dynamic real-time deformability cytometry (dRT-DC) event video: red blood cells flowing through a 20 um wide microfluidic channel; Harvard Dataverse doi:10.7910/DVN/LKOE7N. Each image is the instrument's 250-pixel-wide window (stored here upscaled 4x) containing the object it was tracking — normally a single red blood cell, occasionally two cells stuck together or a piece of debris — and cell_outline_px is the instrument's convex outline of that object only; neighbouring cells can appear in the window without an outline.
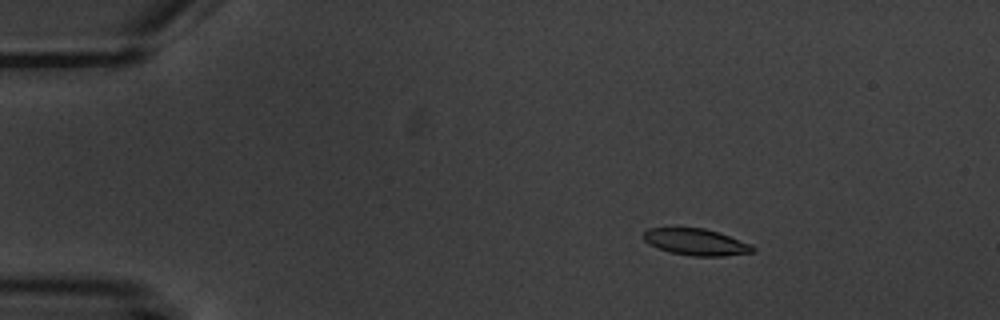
{"species": "common noctule bat (a hibernating species)", "species_latin": "Nyctalus noctula", "temperature_condition": "warm", "stored_images_in_passage": 5, "camera_frame_rate_fps": 3000, "um_per_image_px": 0.085, "animal": {"sex": "male", "body_mass_g": 20.1, "forearm_length_mm": 53.5}, "frame": {"image": 1, "passage_image": 3, "time_ms": 2.333, "image_size_px": [1000, 320], "cell_outline_px": [[756, 252], [724, 256], [692, 256], [672, 252], [648, 244], [644, 240], [644, 232], [648, 228], [704, 228], [752, 244], [756, 248]], "centroid_in_image_um": [59.2, 20.58], "position_along_channel_um": 25.8, "area_um2": 16.76}}